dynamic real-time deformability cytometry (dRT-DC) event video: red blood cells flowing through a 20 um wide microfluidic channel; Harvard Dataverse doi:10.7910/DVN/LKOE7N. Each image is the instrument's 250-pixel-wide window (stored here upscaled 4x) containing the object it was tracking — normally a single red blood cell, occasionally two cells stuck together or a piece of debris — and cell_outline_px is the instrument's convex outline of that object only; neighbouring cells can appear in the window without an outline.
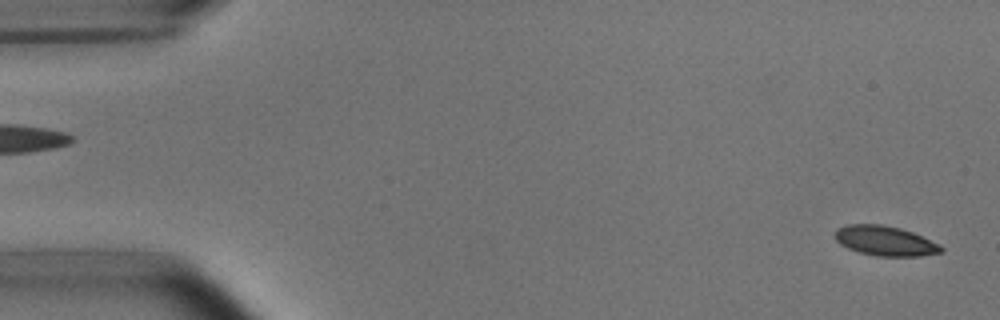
{"species": "common noctule bat (a hibernating species)", "species_latin": "Nyctalus noctula", "temperature_condition": "room temperature", "stored_images_in_passage": 6, "segment_of_instrument_passage": [2, 2], "camera_frame_rate_fps": 3000, "um_per_image_px": 0.085, "animal": {"sex": "male", "body_mass_g": 15.6}, "frame": {"image": 1, "passage_image": 6, "time_ms": 5.667, "image_size_px": [1000, 320], "cell_outline_px": [[944, 252], [920, 256], [876, 256], [860, 252], [848, 248], [840, 244], [836, 240], [836, 228], [848, 224], [884, 224], [900, 228], [912, 232], [940, 244], [944, 248]], "centroid_in_image_um": [75.26, 20.47], "position_along_channel_um": 9.7, "area_um2": 18.5}}